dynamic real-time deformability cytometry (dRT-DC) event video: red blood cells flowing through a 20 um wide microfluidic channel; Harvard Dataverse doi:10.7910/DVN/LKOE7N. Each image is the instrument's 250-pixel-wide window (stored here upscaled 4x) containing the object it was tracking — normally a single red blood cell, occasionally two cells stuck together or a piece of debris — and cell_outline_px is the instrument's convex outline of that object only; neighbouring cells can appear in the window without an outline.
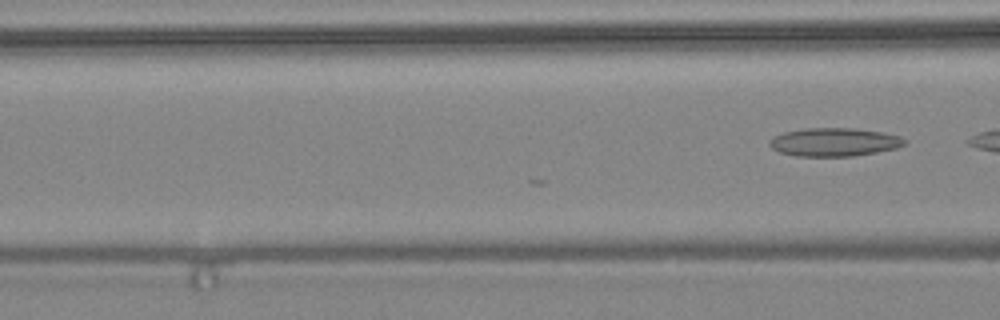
{"species": "common noctule bat (a hibernating species)", "species_latin": "Nyctalus noctula", "temperature_condition": "warm", "stored_images_in_passage": 17, "camera_frame_rate_fps": 3000, "um_per_image_px": 0.085, "animal": {"sex": "female", "body_mass_g": 24.6, "forearm_length_mm": 56.2}, "frame": {"image": 1, "passage_image": 17, "time_ms": 5.333, "image_size_px": [1000, 320], "cell_outline_px": [[908, 144], [896, 148], [876, 152], [852, 156], [796, 156], [780, 152], [772, 148], [768, 144], [768, 140], [772, 136], [784, 132], [804, 128], [856, 128], [880, 132], [900, 136], [908, 140]], "centroid_in_image_um": [70.9, 12.07], "position_along_channel_um": 95.7, "area_um2": 22.48}}